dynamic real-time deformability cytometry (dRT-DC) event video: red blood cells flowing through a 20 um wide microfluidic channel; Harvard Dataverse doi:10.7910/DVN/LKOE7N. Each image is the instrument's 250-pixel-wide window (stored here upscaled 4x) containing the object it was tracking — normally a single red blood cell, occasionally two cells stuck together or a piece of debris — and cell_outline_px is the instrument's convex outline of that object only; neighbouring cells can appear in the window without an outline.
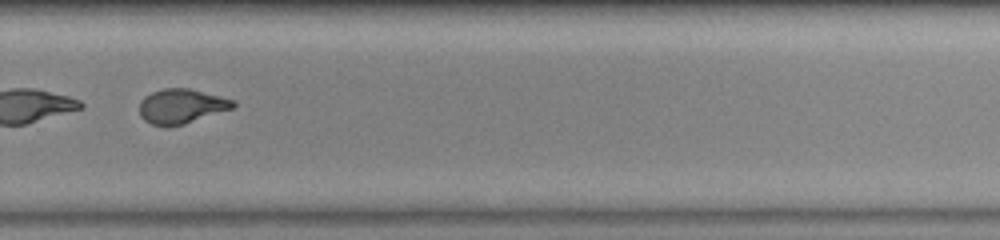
{"species": "common noctule bat (a hibernating species)", "species_latin": "Nyctalus noctula", "temperature_condition": "warm", "stored_images_in_passage": 36, "camera_frame_rate_fps": 3000, "um_per_image_px": 0.085, "animal": {"sex": "female", "body_mass_g": 23.0, "forearm_length_mm": 53.4}, "frame": {"image": 1, "passage_image": 21, "time_ms": 6.667, "image_size_px": [1000, 240], "cell_outline_px": [[236, 104], [232, 108], [184, 124], [152, 124], [144, 120], [140, 116], [140, 100], [144, 96], [152, 92], [164, 88], [188, 88], [236, 100]], "centroid_in_image_um": [15.42, 8.99], "position_along_channel_um": 314.4, "area_um2": 18.5}, "authors_computed_cell_mechanics": {"area_um2": 19.8832, "velocity_mm_per_s": 3.846, "shape_relaxation_time_tau1_ms": null, "shape_relaxation_time_tau2_ms": 0.9439, "deformation_change_tau1": null, "deformation_change_tau2": 0.0787}}